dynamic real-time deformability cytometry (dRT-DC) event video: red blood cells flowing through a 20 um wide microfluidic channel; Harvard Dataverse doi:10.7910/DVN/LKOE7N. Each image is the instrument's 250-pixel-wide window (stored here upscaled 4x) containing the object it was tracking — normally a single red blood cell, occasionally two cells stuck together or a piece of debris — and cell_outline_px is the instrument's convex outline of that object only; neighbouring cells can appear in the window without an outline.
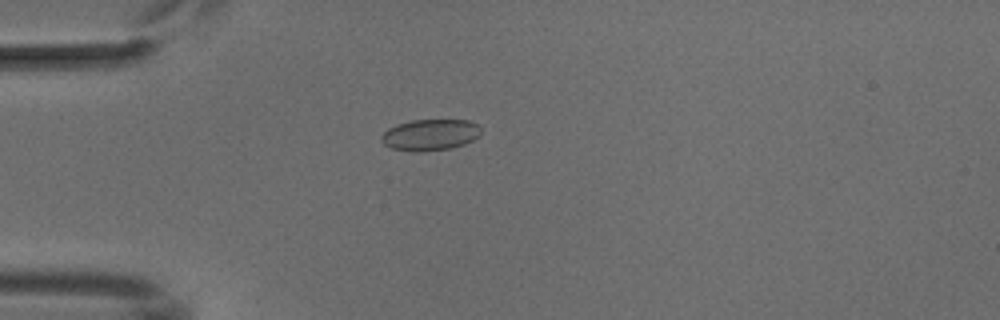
{"species": "common noctule bat (a hibernating species)", "species_latin": "Nyctalus noctula", "temperature_condition": "cold", "stored_images_in_passage": 5, "camera_frame_rate_fps": 3000, "um_per_image_px": 0.085, "animal": {"sex": "male", "body_mass_g": 18.8}, "frame": {"image": 1, "passage_image": 4, "time_ms": 4.333, "image_size_px": [1000, 320], "cell_outline_px": [[480, 136], [464, 144], [452, 148], [420, 152], [416, 152], [392, 148], [384, 144], [380, 140], [380, 136], [388, 128], [396, 124], [412, 120], [468, 120], [476, 124], [480, 128]], "centroid_in_image_um": [36.54, 11.46], "position_along_channel_um": 48.5, "area_um2": 18.21}}